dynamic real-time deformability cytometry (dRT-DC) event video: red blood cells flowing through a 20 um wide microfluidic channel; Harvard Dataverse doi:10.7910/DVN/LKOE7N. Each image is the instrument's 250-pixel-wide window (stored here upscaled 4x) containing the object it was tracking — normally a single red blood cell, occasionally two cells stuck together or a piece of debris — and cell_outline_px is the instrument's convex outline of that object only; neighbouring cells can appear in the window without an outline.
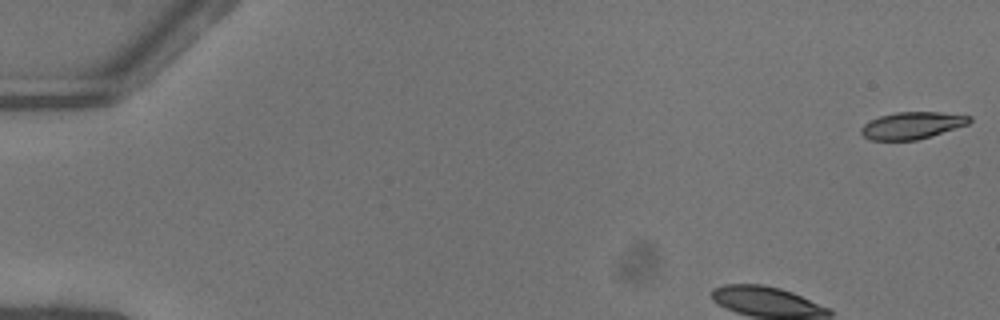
{"species": "common noctule bat (a hibernating species)", "species_latin": "Nyctalus noctula", "temperature_condition": "warm", "stored_images_in_passage": 48, "camera_frame_rate_fps": 3000, "um_per_image_px": 0.085, "animal": {"sex": "female"}, "frame": {"image": 1, "passage_image": 1, "time_ms": 0.0, "image_size_px": [1000, 320], "cell_outline_px": [[972, 120], [968, 124], [916, 140], [872, 140], [864, 136], [860, 132], [860, 128], [864, 124], [880, 116], [896, 112], [940, 112], [972, 116]], "centroid_in_image_um": [77.52, 10.65], "position_along_channel_um": 7.5, "area_um2": 16.82}}
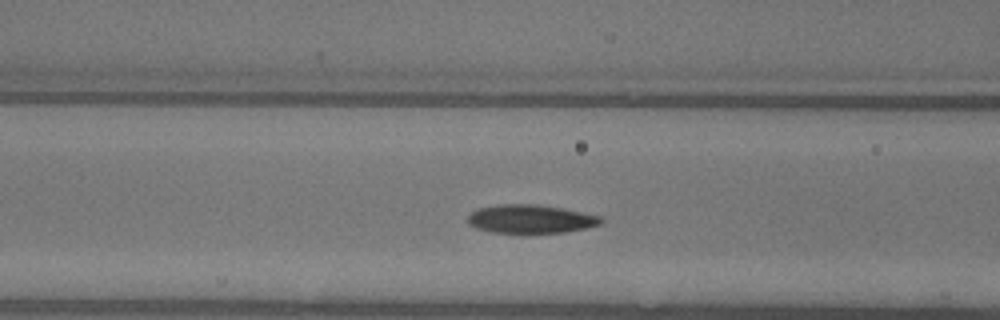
{"frame": {"image": 2, "passage_image": 17, "time_ms": 5.333, "image_size_px": [1000, 320], "cell_outline_px": [[604, 220], [600, 224], [584, 228], [564, 232], [528, 236], [520, 236], [492, 232], [476, 228], [468, 224], [468, 216], [476, 208], [500, 204], [536, 204], [560, 208], [600, 216]], "centroid_in_image_um": [45.04, 18.66], "position_along_channel_um": 121.6, "area_um2": 22.95}}
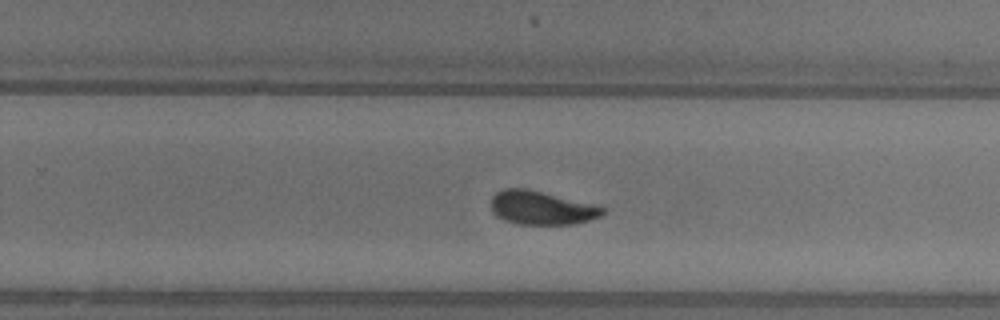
{"frame": {"image": 3, "passage_image": 29, "time_ms": 9.333, "image_size_px": [1000, 320], "cell_outline_px": [[604, 212], [600, 216], [576, 224], [520, 224], [504, 220], [496, 216], [492, 212], [492, 196], [496, 192], [504, 188], [528, 188], [600, 204], [604, 208]], "centroid_in_image_um": [46.07, 17.64], "position_along_channel_um": 283.7, "area_um2": 22.31}, "authors_computed_cell_mechanics": {"area_um2": 22.2241, "velocity_mm_per_s": 4.0647, "shape_relaxation_time_tau1_ms": 4.1355, "shape_relaxation_time_tau2_ms": 1.2422, "deformation_change_tau1": 0.1661, "deformation_change_tau2": 0.0589}}